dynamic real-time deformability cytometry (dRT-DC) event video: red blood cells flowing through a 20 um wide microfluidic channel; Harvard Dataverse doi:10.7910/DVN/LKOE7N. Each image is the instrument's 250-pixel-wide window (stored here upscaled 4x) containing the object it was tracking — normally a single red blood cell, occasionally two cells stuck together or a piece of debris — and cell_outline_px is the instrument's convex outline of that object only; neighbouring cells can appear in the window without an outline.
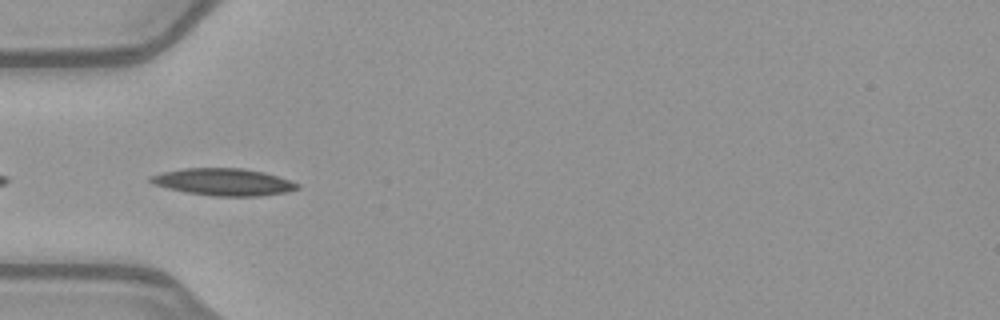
{"species": "common noctule bat (a hibernating species)", "species_latin": "Nyctalus noctula", "temperature_condition": "warm", "stored_images_in_passage": 37, "camera_frame_rate_fps": 3000, "um_per_image_px": 0.085, "animal": {"sex": "female", "body_mass_g": 21.9}, "frame": {"image": 1, "passage_image": 2, "time_ms": 0.333, "image_size_px": [1000, 320], "cell_outline_px": [[300, 188], [288, 192], [260, 196], [212, 196], [184, 192], [152, 184], [148, 180], [148, 176], [164, 172], [184, 168], [240, 168], [264, 172], [292, 180], [300, 184]], "centroid_in_image_um": [19.02, 15.47], "position_along_channel_um": 66.0, "area_um2": 23.41}}
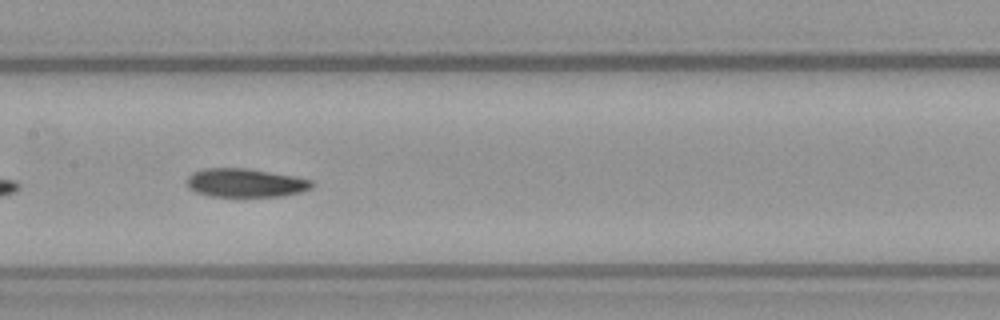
{"frame": {"image": 2, "passage_image": 11, "time_ms": 3.333, "image_size_px": [1000, 320], "cell_outline_px": [[312, 188], [300, 192], [280, 196], [212, 196], [196, 192], [188, 188], [188, 176], [192, 172], [204, 168], [248, 168], [296, 176], [312, 180]], "centroid_in_image_um": [20.86, 15.53], "position_along_channel_um": 186.5, "area_um2": 20.81}}
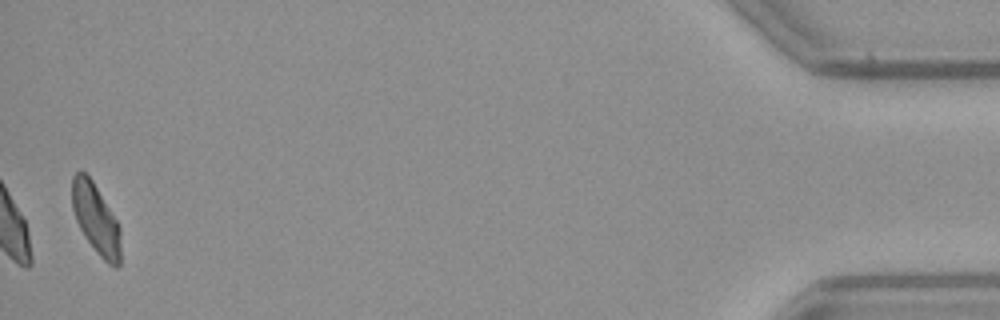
{"frame": {"image": 3, "passage_image": 36, "time_ms": 11.667, "image_size_px": [1000, 320], "cell_outline_px": [[120, 264], [116, 268], [108, 264], [100, 256], [84, 236], [76, 220], [72, 208], [72, 176], [76, 172], [84, 172], [92, 180], [116, 220], [120, 228]], "centroid_in_image_um": [8.14, 18.62], "position_along_channel_um": 427.1, "area_um2": 19.59}, "authors_computed_cell_mechanics": {"area_um2": 21.1548, "velocity_mm_per_s": 4.0026, "shape_relaxation_time_tau1_ms": 4.4037, "shape_relaxation_time_tau2_ms": 3.2378, "deformation_change_tau1": 0.1563, "deformation_change_tau2": 0.111}}